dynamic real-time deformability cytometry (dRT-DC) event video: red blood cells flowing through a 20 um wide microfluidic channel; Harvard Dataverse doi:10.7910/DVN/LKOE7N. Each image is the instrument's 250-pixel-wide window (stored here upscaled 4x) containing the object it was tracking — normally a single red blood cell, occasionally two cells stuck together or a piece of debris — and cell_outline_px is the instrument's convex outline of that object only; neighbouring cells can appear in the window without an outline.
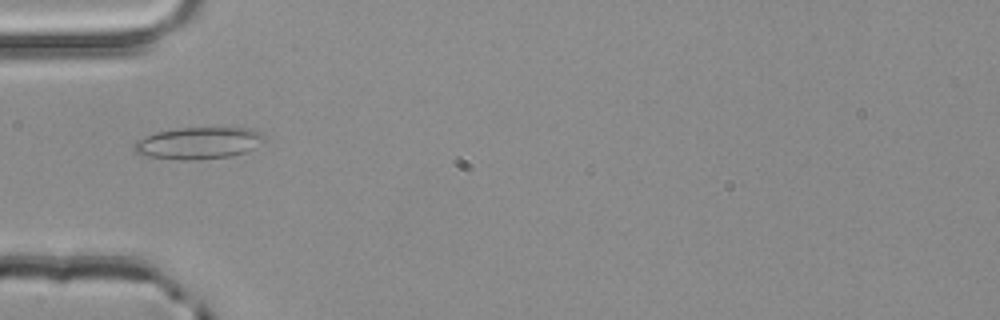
{"species": "common noctule bat (a hibernating species)", "species_latin": "Nyctalus noctula", "temperature_condition": "room temperature", "stored_images_in_passage": 1, "camera_frame_rate_fps": 3000, "um_per_image_px": 0.085, "animal": {"sex": "male", "body_mass_g": 20.4}, "frame": {"image": 1, "passage_image": 1, "time_ms": 0.0, "image_size_px": [1000, 320], "cell_outline_px": [[264, 140], [252, 148], [244, 152], [232, 156], [196, 160], [180, 160], [148, 156], [136, 152], [136, 140], [144, 136], [156, 132], [176, 128], [252, 128], [264, 132]], "centroid_in_image_um": [16.9, 12.15], "position_along_channel_um": 68.1, "area_um2": 24.04}}